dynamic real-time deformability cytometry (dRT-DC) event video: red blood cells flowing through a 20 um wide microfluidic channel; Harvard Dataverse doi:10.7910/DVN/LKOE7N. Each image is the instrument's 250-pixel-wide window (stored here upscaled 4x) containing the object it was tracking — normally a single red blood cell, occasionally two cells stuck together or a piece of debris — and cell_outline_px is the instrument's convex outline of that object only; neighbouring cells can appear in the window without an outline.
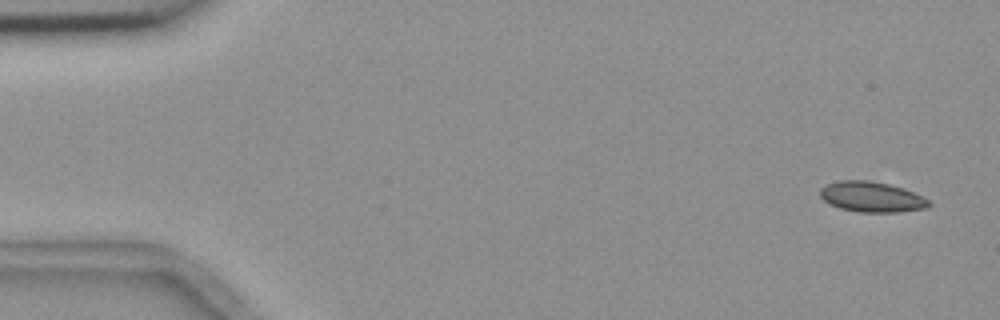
{"species": "common noctule bat (a hibernating species)", "species_latin": "Nyctalus noctula", "temperature_condition": "room temperature", "stored_images_in_passage": 6, "camera_frame_rate_fps": 3000, "um_per_image_px": 0.085, "animal": {"sex": "female", "body_mass_g": 18.4}, "frame": {"image": 1, "passage_image": 1, "time_ms": 0.0, "image_size_px": [1000, 320], "cell_outline_px": [[932, 204], [928, 208], [896, 212], [860, 212], [840, 208], [824, 200], [820, 196], [820, 188], [828, 184], [840, 180], [868, 180], [888, 184], [904, 188], [928, 200]], "centroid_in_image_um": [74.09, 16.73], "position_along_channel_um": 10.9, "area_um2": 19.07}}